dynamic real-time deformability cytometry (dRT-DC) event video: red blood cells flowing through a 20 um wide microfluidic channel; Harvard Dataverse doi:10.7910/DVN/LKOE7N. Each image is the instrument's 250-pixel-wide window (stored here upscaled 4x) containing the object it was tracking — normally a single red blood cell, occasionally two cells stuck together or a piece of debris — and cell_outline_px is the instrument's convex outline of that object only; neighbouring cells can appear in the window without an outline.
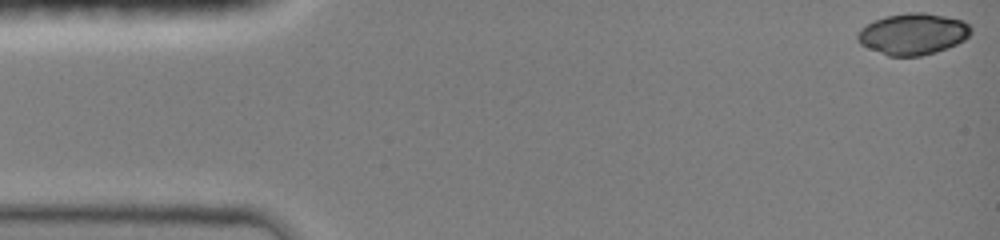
{"species": "common noctule bat (a hibernating species)", "species_latin": "Nyctalus noctula", "temperature_condition": "room temperature", "stored_images_in_passage": 43, "camera_frame_rate_fps": 3000, "um_per_image_px": 0.085, "animal": {"sex": "female", "body_mass_g": 19.0, "forearm_length_mm": 51.5}, "frame": {"image": 1, "passage_image": 1, "time_ms": 0.0, "image_size_px": [1000, 240], "cell_outline_px": [[972, 32], [964, 40], [956, 44], [936, 52], [920, 56], [888, 56], [860, 44], [856, 36], [860, 28], [872, 20], [884, 16], [908, 12], [924, 12], [964, 20], [972, 28]], "centroid_in_image_um": [77.59, 2.87], "position_along_channel_um": 7.4, "area_um2": 27.51}}
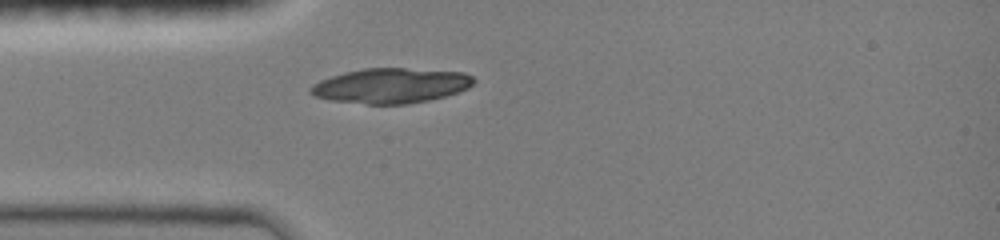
{"frame": {"image": 2, "passage_image": 13, "time_ms": 4.0, "image_size_px": [1000, 240], "cell_outline_px": [[476, 80], [468, 88], [444, 96], [428, 100], [408, 104], [368, 104], [332, 100], [316, 96], [308, 92], [308, 88], [312, 84], [320, 80], [344, 72], [364, 68], [404, 68], [464, 72], [472, 76]], "centroid_in_image_um": [33.21, 7.27], "position_along_channel_um": 51.8, "area_um2": 33.18}}
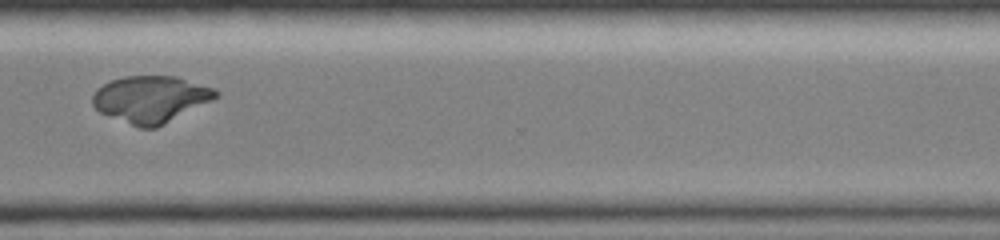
{"frame": {"image": 3, "passage_image": 36, "time_ms": 11.667, "image_size_px": [1000, 240], "cell_outline_px": [[220, 96], [156, 128], [140, 128], [100, 112], [92, 104], [92, 96], [96, 88], [112, 80], [124, 76], [176, 76], [216, 88], [220, 92]], "centroid_in_image_um": [12.83, 8.41], "position_along_channel_um": 357.8, "area_um2": 33.52}}